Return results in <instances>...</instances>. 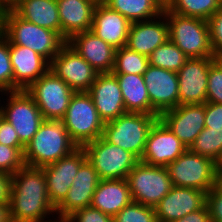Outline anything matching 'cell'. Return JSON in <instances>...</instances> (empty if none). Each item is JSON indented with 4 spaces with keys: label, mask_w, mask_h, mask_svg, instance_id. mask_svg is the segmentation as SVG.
I'll list each match as a JSON object with an SVG mask.
<instances>
[{
    "label": "cell",
    "mask_w": 222,
    "mask_h": 222,
    "mask_svg": "<svg viewBox=\"0 0 222 222\" xmlns=\"http://www.w3.org/2000/svg\"><path fill=\"white\" fill-rule=\"evenodd\" d=\"M49 70L61 78L74 92H88L99 74L67 42L50 62Z\"/></svg>",
    "instance_id": "12"
},
{
    "label": "cell",
    "mask_w": 222,
    "mask_h": 222,
    "mask_svg": "<svg viewBox=\"0 0 222 222\" xmlns=\"http://www.w3.org/2000/svg\"><path fill=\"white\" fill-rule=\"evenodd\" d=\"M82 148L100 180L127 179L129 172L139 162L134 154L107 142L102 136Z\"/></svg>",
    "instance_id": "7"
},
{
    "label": "cell",
    "mask_w": 222,
    "mask_h": 222,
    "mask_svg": "<svg viewBox=\"0 0 222 222\" xmlns=\"http://www.w3.org/2000/svg\"><path fill=\"white\" fill-rule=\"evenodd\" d=\"M215 58L222 56V6L207 21Z\"/></svg>",
    "instance_id": "38"
},
{
    "label": "cell",
    "mask_w": 222,
    "mask_h": 222,
    "mask_svg": "<svg viewBox=\"0 0 222 222\" xmlns=\"http://www.w3.org/2000/svg\"><path fill=\"white\" fill-rule=\"evenodd\" d=\"M18 0H0L1 7H12Z\"/></svg>",
    "instance_id": "47"
},
{
    "label": "cell",
    "mask_w": 222,
    "mask_h": 222,
    "mask_svg": "<svg viewBox=\"0 0 222 222\" xmlns=\"http://www.w3.org/2000/svg\"><path fill=\"white\" fill-rule=\"evenodd\" d=\"M143 78L150 99L151 115L160 116L179 105L177 72L148 65Z\"/></svg>",
    "instance_id": "14"
},
{
    "label": "cell",
    "mask_w": 222,
    "mask_h": 222,
    "mask_svg": "<svg viewBox=\"0 0 222 222\" xmlns=\"http://www.w3.org/2000/svg\"><path fill=\"white\" fill-rule=\"evenodd\" d=\"M127 181L133 201L154 208L173 187L166 167L141 161L129 172Z\"/></svg>",
    "instance_id": "9"
},
{
    "label": "cell",
    "mask_w": 222,
    "mask_h": 222,
    "mask_svg": "<svg viewBox=\"0 0 222 222\" xmlns=\"http://www.w3.org/2000/svg\"><path fill=\"white\" fill-rule=\"evenodd\" d=\"M0 222H12L9 204L0 203Z\"/></svg>",
    "instance_id": "45"
},
{
    "label": "cell",
    "mask_w": 222,
    "mask_h": 222,
    "mask_svg": "<svg viewBox=\"0 0 222 222\" xmlns=\"http://www.w3.org/2000/svg\"><path fill=\"white\" fill-rule=\"evenodd\" d=\"M216 60L222 65V56L221 57H218L216 58Z\"/></svg>",
    "instance_id": "49"
},
{
    "label": "cell",
    "mask_w": 222,
    "mask_h": 222,
    "mask_svg": "<svg viewBox=\"0 0 222 222\" xmlns=\"http://www.w3.org/2000/svg\"><path fill=\"white\" fill-rule=\"evenodd\" d=\"M61 37L67 42L74 34L91 30L95 0H56Z\"/></svg>",
    "instance_id": "25"
},
{
    "label": "cell",
    "mask_w": 222,
    "mask_h": 222,
    "mask_svg": "<svg viewBox=\"0 0 222 222\" xmlns=\"http://www.w3.org/2000/svg\"><path fill=\"white\" fill-rule=\"evenodd\" d=\"M61 121L78 147L100 138L105 124L88 92L73 94Z\"/></svg>",
    "instance_id": "6"
},
{
    "label": "cell",
    "mask_w": 222,
    "mask_h": 222,
    "mask_svg": "<svg viewBox=\"0 0 222 222\" xmlns=\"http://www.w3.org/2000/svg\"><path fill=\"white\" fill-rule=\"evenodd\" d=\"M58 219L50 220L48 219L49 222H73L69 216H57Z\"/></svg>",
    "instance_id": "48"
},
{
    "label": "cell",
    "mask_w": 222,
    "mask_h": 222,
    "mask_svg": "<svg viewBox=\"0 0 222 222\" xmlns=\"http://www.w3.org/2000/svg\"><path fill=\"white\" fill-rule=\"evenodd\" d=\"M205 128H222V104L205 103Z\"/></svg>",
    "instance_id": "42"
},
{
    "label": "cell",
    "mask_w": 222,
    "mask_h": 222,
    "mask_svg": "<svg viewBox=\"0 0 222 222\" xmlns=\"http://www.w3.org/2000/svg\"><path fill=\"white\" fill-rule=\"evenodd\" d=\"M11 9L22 19L53 30L61 36L56 0H18Z\"/></svg>",
    "instance_id": "27"
},
{
    "label": "cell",
    "mask_w": 222,
    "mask_h": 222,
    "mask_svg": "<svg viewBox=\"0 0 222 222\" xmlns=\"http://www.w3.org/2000/svg\"><path fill=\"white\" fill-rule=\"evenodd\" d=\"M131 22L104 2H97L91 31L115 49L126 46Z\"/></svg>",
    "instance_id": "22"
},
{
    "label": "cell",
    "mask_w": 222,
    "mask_h": 222,
    "mask_svg": "<svg viewBox=\"0 0 222 222\" xmlns=\"http://www.w3.org/2000/svg\"><path fill=\"white\" fill-rule=\"evenodd\" d=\"M172 222H211L208 206L205 204L201 209Z\"/></svg>",
    "instance_id": "43"
},
{
    "label": "cell",
    "mask_w": 222,
    "mask_h": 222,
    "mask_svg": "<svg viewBox=\"0 0 222 222\" xmlns=\"http://www.w3.org/2000/svg\"><path fill=\"white\" fill-rule=\"evenodd\" d=\"M163 13L168 22L169 39L188 58H215L206 20L178 15L166 7Z\"/></svg>",
    "instance_id": "4"
},
{
    "label": "cell",
    "mask_w": 222,
    "mask_h": 222,
    "mask_svg": "<svg viewBox=\"0 0 222 222\" xmlns=\"http://www.w3.org/2000/svg\"><path fill=\"white\" fill-rule=\"evenodd\" d=\"M88 93L104 123L127 113L123 95L114 74H98Z\"/></svg>",
    "instance_id": "19"
},
{
    "label": "cell",
    "mask_w": 222,
    "mask_h": 222,
    "mask_svg": "<svg viewBox=\"0 0 222 222\" xmlns=\"http://www.w3.org/2000/svg\"><path fill=\"white\" fill-rule=\"evenodd\" d=\"M73 222H113V217L91 206L78 209L69 215Z\"/></svg>",
    "instance_id": "40"
},
{
    "label": "cell",
    "mask_w": 222,
    "mask_h": 222,
    "mask_svg": "<svg viewBox=\"0 0 222 222\" xmlns=\"http://www.w3.org/2000/svg\"><path fill=\"white\" fill-rule=\"evenodd\" d=\"M148 65V56L123 46L115 51L114 66L111 73L143 75Z\"/></svg>",
    "instance_id": "32"
},
{
    "label": "cell",
    "mask_w": 222,
    "mask_h": 222,
    "mask_svg": "<svg viewBox=\"0 0 222 222\" xmlns=\"http://www.w3.org/2000/svg\"><path fill=\"white\" fill-rule=\"evenodd\" d=\"M26 92L34 99L44 120H61L75 93L51 70L33 82Z\"/></svg>",
    "instance_id": "10"
},
{
    "label": "cell",
    "mask_w": 222,
    "mask_h": 222,
    "mask_svg": "<svg viewBox=\"0 0 222 222\" xmlns=\"http://www.w3.org/2000/svg\"><path fill=\"white\" fill-rule=\"evenodd\" d=\"M132 201L127 179L100 180L90 206L114 217Z\"/></svg>",
    "instance_id": "26"
},
{
    "label": "cell",
    "mask_w": 222,
    "mask_h": 222,
    "mask_svg": "<svg viewBox=\"0 0 222 222\" xmlns=\"http://www.w3.org/2000/svg\"><path fill=\"white\" fill-rule=\"evenodd\" d=\"M158 118L157 115L127 112L106 122L102 137L140 160L148 133Z\"/></svg>",
    "instance_id": "5"
},
{
    "label": "cell",
    "mask_w": 222,
    "mask_h": 222,
    "mask_svg": "<svg viewBox=\"0 0 222 222\" xmlns=\"http://www.w3.org/2000/svg\"><path fill=\"white\" fill-rule=\"evenodd\" d=\"M86 160L84 149L78 147L69 155L42 167L47 185V195L55 208L67 196L80 166Z\"/></svg>",
    "instance_id": "13"
},
{
    "label": "cell",
    "mask_w": 222,
    "mask_h": 222,
    "mask_svg": "<svg viewBox=\"0 0 222 222\" xmlns=\"http://www.w3.org/2000/svg\"><path fill=\"white\" fill-rule=\"evenodd\" d=\"M159 118L188 149L205 128V103L178 105L163 112Z\"/></svg>",
    "instance_id": "17"
},
{
    "label": "cell",
    "mask_w": 222,
    "mask_h": 222,
    "mask_svg": "<svg viewBox=\"0 0 222 222\" xmlns=\"http://www.w3.org/2000/svg\"><path fill=\"white\" fill-rule=\"evenodd\" d=\"M0 32L9 45L29 47L49 63L66 43L57 32L22 19L10 7L0 8Z\"/></svg>",
    "instance_id": "2"
},
{
    "label": "cell",
    "mask_w": 222,
    "mask_h": 222,
    "mask_svg": "<svg viewBox=\"0 0 222 222\" xmlns=\"http://www.w3.org/2000/svg\"><path fill=\"white\" fill-rule=\"evenodd\" d=\"M11 175L0 171V203L9 204Z\"/></svg>",
    "instance_id": "44"
},
{
    "label": "cell",
    "mask_w": 222,
    "mask_h": 222,
    "mask_svg": "<svg viewBox=\"0 0 222 222\" xmlns=\"http://www.w3.org/2000/svg\"><path fill=\"white\" fill-rule=\"evenodd\" d=\"M186 150L187 148L171 129L158 118L148 133L144 152L139 161L153 166L167 167Z\"/></svg>",
    "instance_id": "15"
},
{
    "label": "cell",
    "mask_w": 222,
    "mask_h": 222,
    "mask_svg": "<svg viewBox=\"0 0 222 222\" xmlns=\"http://www.w3.org/2000/svg\"><path fill=\"white\" fill-rule=\"evenodd\" d=\"M10 60L14 74V91L26 90L43 76L50 63L29 47L10 45Z\"/></svg>",
    "instance_id": "23"
},
{
    "label": "cell",
    "mask_w": 222,
    "mask_h": 222,
    "mask_svg": "<svg viewBox=\"0 0 222 222\" xmlns=\"http://www.w3.org/2000/svg\"><path fill=\"white\" fill-rule=\"evenodd\" d=\"M14 92V74L10 60V45L0 32V95Z\"/></svg>",
    "instance_id": "35"
},
{
    "label": "cell",
    "mask_w": 222,
    "mask_h": 222,
    "mask_svg": "<svg viewBox=\"0 0 222 222\" xmlns=\"http://www.w3.org/2000/svg\"><path fill=\"white\" fill-rule=\"evenodd\" d=\"M119 83L126 112L151 114V104L143 75L114 74Z\"/></svg>",
    "instance_id": "28"
},
{
    "label": "cell",
    "mask_w": 222,
    "mask_h": 222,
    "mask_svg": "<svg viewBox=\"0 0 222 222\" xmlns=\"http://www.w3.org/2000/svg\"><path fill=\"white\" fill-rule=\"evenodd\" d=\"M188 57L168 39L157 47L149 56V65L178 72Z\"/></svg>",
    "instance_id": "31"
},
{
    "label": "cell",
    "mask_w": 222,
    "mask_h": 222,
    "mask_svg": "<svg viewBox=\"0 0 222 222\" xmlns=\"http://www.w3.org/2000/svg\"><path fill=\"white\" fill-rule=\"evenodd\" d=\"M113 222H157L154 207L132 201L113 217Z\"/></svg>",
    "instance_id": "34"
},
{
    "label": "cell",
    "mask_w": 222,
    "mask_h": 222,
    "mask_svg": "<svg viewBox=\"0 0 222 222\" xmlns=\"http://www.w3.org/2000/svg\"><path fill=\"white\" fill-rule=\"evenodd\" d=\"M206 204V193L194 188L173 186L156 205L157 222H172L201 209Z\"/></svg>",
    "instance_id": "18"
},
{
    "label": "cell",
    "mask_w": 222,
    "mask_h": 222,
    "mask_svg": "<svg viewBox=\"0 0 222 222\" xmlns=\"http://www.w3.org/2000/svg\"><path fill=\"white\" fill-rule=\"evenodd\" d=\"M9 98L8 103L0 105L2 117L6 119L15 129L20 143L26 147L38 131L44 118L34 99L26 92L19 90L5 92Z\"/></svg>",
    "instance_id": "11"
},
{
    "label": "cell",
    "mask_w": 222,
    "mask_h": 222,
    "mask_svg": "<svg viewBox=\"0 0 222 222\" xmlns=\"http://www.w3.org/2000/svg\"><path fill=\"white\" fill-rule=\"evenodd\" d=\"M215 168H216L217 174L221 176L222 175V150H221L220 155L215 161Z\"/></svg>",
    "instance_id": "46"
},
{
    "label": "cell",
    "mask_w": 222,
    "mask_h": 222,
    "mask_svg": "<svg viewBox=\"0 0 222 222\" xmlns=\"http://www.w3.org/2000/svg\"><path fill=\"white\" fill-rule=\"evenodd\" d=\"M10 213L12 222H49L55 212L47 195L42 167L24 165L11 175Z\"/></svg>",
    "instance_id": "1"
},
{
    "label": "cell",
    "mask_w": 222,
    "mask_h": 222,
    "mask_svg": "<svg viewBox=\"0 0 222 222\" xmlns=\"http://www.w3.org/2000/svg\"><path fill=\"white\" fill-rule=\"evenodd\" d=\"M24 149L0 144V171L13 175L21 169L25 165Z\"/></svg>",
    "instance_id": "36"
},
{
    "label": "cell",
    "mask_w": 222,
    "mask_h": 222,
    "mask_svg": "<svg viewBox=\"0 0 222 222\" xmlns=\"http://www.w3.org/2000/svg\"><path fill=\"white\" fill-rule=\"evenodd\" d=\"M0 144L10 147H24L13 126L3 117L0 119Z\"/></svg>",
    "instance_id": "41"
},
{
    "label": "cell",
    "mask_w": 222,
    "mask_h": 222,
    "mask_svg": "<svg viewBox=\"0 0 222 222\" xmlns=\"http://www.w3.org/2000/svg\"><path fill=\"white\" fill-rule=\"evenodd\" d=\"M173 186L194 188L208 193L217 183L215 162L187 149L167 167Z\"/></svg>",
    "instance_id": "8"
},
{
    "label": "cell",
    "mask_w": 222,
    "mask_h": 222,
    "mask_svg": "<svg viewBox=\"0 0 222 222\" xmlns=\"http://www.w3.org/2000/svg\"><path fill=\"white\" fill-rule=\"evenodd\" d=\"M104 3L131 23L157 18L165 8V0H105Z\"/></svg>",
    "instance_id": "29"
},
{
    "label": "cell",
    "mask_w": 222,
    "mask_h": 222,
    "mask_svg": "<svg viewBox=\"0 0 222 222\" xmlns=\"http://www.w3.org/2000/svg\"><path fill=\"white\" fill-rule=\"evenodd\" d=\"M222 6V0H165V7L178 15L208 21Z\"/></svg>",
    "instance_id": "30"
},
{
    "label": "cell",
    "mask_w": 222,
    "mask_h": 222,
    "mask_svg": "<svg viewBox=\"0 0 222 222\" xmlns=\"http://www.w3.org/2000/svg\"><path fill=\"white\" fill-rule=\"evenodd\" d=\"M206 102L222 104V65L217 60L209 68Z\"/></svg>",
    "instance_id": "37"
},
{
    "label": "cell",
    "mask_w": 222,
    "mask_h": 222,
    "mask_svg": "<svg viewBox=\"0 0 222 222\" xmlns=\"http://www.w3.org/2000/svg\"><path fill=\"white\" fill-rule=\"evenodd\" d=\"M168 39V22L165 14L162 13L159 17L151 20L132 22L126 46L137 53L149 56Z\"/></svg>",
    "instance_id": "24"
},
{
    "label": "cell",
    "mask_w": 222,
    "mask_h": 222,
    "mask_svg": "<svg viewBox=\"0 0 222 222\" xmlns=\"http://www.w3.org/2000/svg\"><path fill=\"white\" fill-rule=\"evenodd\" d=\"M100 178L86 160L79 168L65 199L55 208L58 216H69L74 211L91 205Z\"/></svg>",
    "instance_id": "21"
},
{
    "label": "cell",
    "mask_w": 222,
    "mask_h": 222,
    "mask_svg": "<svg viewBox=\"0 0 222 222\" xmlns=\"http://www.w3.org/2000/svg\"><path fill=\"white\" fill-rule=\"evenodd\" d=\"M77 148L61 120H44L24 149V163L43 167L69 155Z\"/></svg>",
    "instance_id": "3"
},
{
    "label": "cell",
    "mask_w": 222,
    "mask_h": 222,
    "mask_svg": "<svg viewBox=\"0 0 222 222\" xmlns=\"http://www.w3.org/2000/svg\"><path fill=\"white\" fill-rule=\"evenodd\" d=\"M206 204L210 212L211 222H222V179L206 193Z\"/></svg>",
    "instance_id": "39"
},
{
    "label": "cell",
    "mask_w": 222,
    "mask_h": 222,
    "mask_svg": "<svg viewBox=\"0 0 222 222\" xmlns=\"http://www.w3.org/2000/svg\"><path fill=\"white\" fill-rule=\"evenodd\" d=\"M188 149L215 162L222 150V128H204Z\"/></svg>",
    "instance_id": "33"
},
{
    "label": "cell",
    "mask_w": 222,
    "mask_h": 222,
    "mask_svg": "<svg viewBox=\"0 0 222 222\" xmlns=\"http://www.w3.org/2000/svg\"><path fill=\"white\" fill-rule=\"evenodd\" d=\"M1 105V103H0ZM2 118V108L0 107V119Z\"/></svg>",
    "instance_id": "50"
},
{
    "label": "cell",
    "mask_w": 222,
    "mask_h": 222,
    "mask_svg": "<svg viewBox=\"0 0 222 222\" xmlns=\"http://www.w3.org/2000/svg\"><path fill=\"white\" fill-rule=\"evenodd\" d=\"M67 43L99 74L112 72L116 49L91 30L74 34Z\"/></svg>",
    "instance_id": "20"
},
{
    "label": "cell",
    "mask_w": 222,
    "mask_h": 222,
    "mask_svg": "<svg viewBox=\"0 0 222 222\" xmlns=\"http://www.w3.org/2000/svg\"><path fill=\"white\" fill-rule=\"evenodd\" d=\"M216 58H188L177 72L179 105L204 104L210 65Z\"/></svg>",
    "instance_id": "16"
},
{
    "label": "cell",
    "mask_w": 222,
    "mask_h": 222,
    "mask_svg": "<svg viewBox=\"0 0 222 222\" xmlns=\"http://www.w3.org/2000/svg\"><path fill=\"white\" fill-rule=\"evenodd\" d=\"M96 2H104L105 0H95Z\"/></svg>",
    "instance_id": "51"
}]
</instances>
